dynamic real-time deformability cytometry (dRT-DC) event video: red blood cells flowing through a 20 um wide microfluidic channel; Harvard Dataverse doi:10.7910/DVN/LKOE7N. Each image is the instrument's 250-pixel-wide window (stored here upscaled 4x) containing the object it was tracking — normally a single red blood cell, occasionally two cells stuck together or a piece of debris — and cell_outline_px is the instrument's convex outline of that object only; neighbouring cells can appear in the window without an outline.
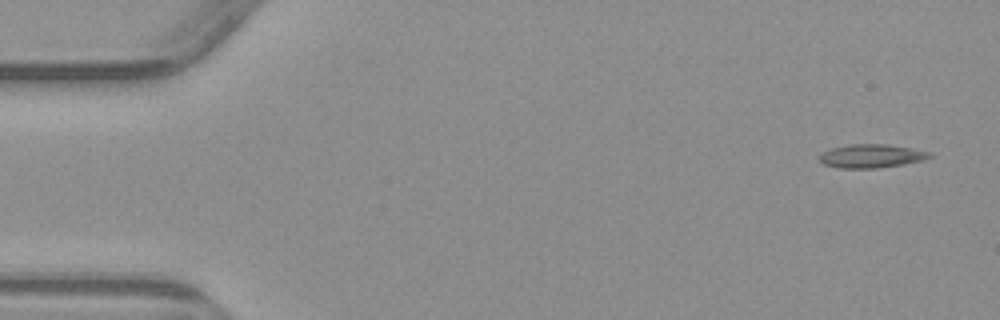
{"species": "common noctule bat (a hibernating species)", "species_latin": "Nyctalus noctula", "temperature_condition": "warm", "stored_images_in_passage": 5, "camera_frame_rate_fps": 3000, "um_per_image_px": 0.085, "animal": {"sex": "male", "body_mass_g": 23.1, "forearm_length_mm": 52.7}, "frame": {"image": 1, "passage_image": 1, "time_ms": 0.0, "image_size_px": [1000, 320], "cell_outline_px": [[932, 156], [924, 160], [904, 164], [876, 168], [840, 168], [824, 164], [820, 160], [820, 152], [832, 148], [852, 144], [888, 144], [932, 152]], "centroid_in_image_um": [74.08, 13.26], "position_along_channel_um": 10.9, "area_um2": 15.09}}